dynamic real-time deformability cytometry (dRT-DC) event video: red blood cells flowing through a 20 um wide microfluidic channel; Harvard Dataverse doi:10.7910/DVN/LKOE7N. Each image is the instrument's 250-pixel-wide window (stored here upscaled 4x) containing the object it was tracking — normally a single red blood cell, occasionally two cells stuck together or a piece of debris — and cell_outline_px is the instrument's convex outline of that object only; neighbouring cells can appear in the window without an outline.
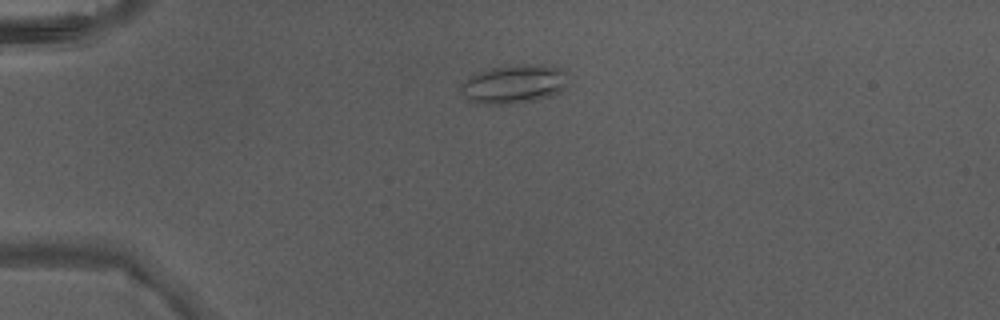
{"species": "Egyptian fruit bat (a non-hibernating species)", "species_latin": "Rousettus aegyptiacus", "temperature_condition": "warm", "stored_images_in_passage": 2, "camera_frame_rate_fps": 3000, "um_per_image_px": 0.085, "animal": {"sex": "male"}, "frame": {"image": 1, "passage_image": 1, "time_ms": 0.0, "image_size_px": [1000, 320], "cell_outline_px": [[568, 72], [560, 92], [552, 96], [536, 100], [512, 104], [488, 104], [468, 100], [460, 92], [460, 84], [476, 72], [492, 68], [524, 64], [536, 64], [560, 68]], "centroid_in_image_um": [43.66, 7.15], "position_along_channel_um": 41.3, "area_um2": 24.1}}